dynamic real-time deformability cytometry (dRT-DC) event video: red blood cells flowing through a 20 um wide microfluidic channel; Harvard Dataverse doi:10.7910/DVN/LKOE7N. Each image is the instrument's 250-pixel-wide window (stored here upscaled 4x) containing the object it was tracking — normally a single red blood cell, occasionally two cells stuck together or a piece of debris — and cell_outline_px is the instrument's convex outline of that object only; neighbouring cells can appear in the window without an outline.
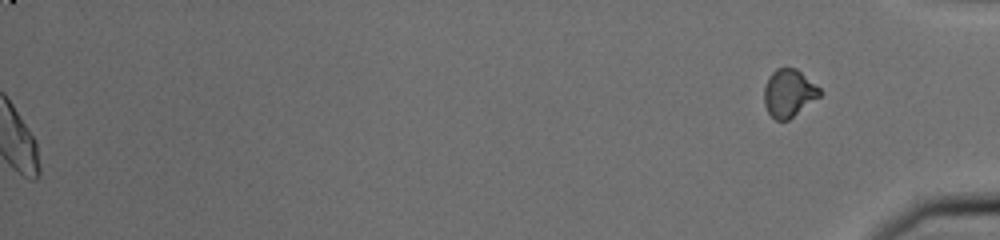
{"species": "common noctule bat (a hibernating species)", "species_latin": "Nyctalus noctula", "temperature_condition": "cold", "stored_images_in_passage": 50, "segment_of_instrument_passage": [2, 2], "camera_frame_rate_fps": 3000, "um_per_image_px": 0.085, "animal": {"sex": "male", "body_mass_g": 20.0, "forearm_length_mm": 53.3}, "frame": {"image": 1, "passage_image": 50, "time_ms": 16.333, "image_size_px": [1000, 240], "cell_outline_px": [[824, 92], [820, 96], [788, 120], [776, 120], [768, 112], [764, 104], [764, 88], [768, 76], [776, 68], [796, 68], [816, 84]], "centroid_in_image_um": [67.05, 7.9], "position_along_channel_um": 368.1, "area_um2": 15.49}}